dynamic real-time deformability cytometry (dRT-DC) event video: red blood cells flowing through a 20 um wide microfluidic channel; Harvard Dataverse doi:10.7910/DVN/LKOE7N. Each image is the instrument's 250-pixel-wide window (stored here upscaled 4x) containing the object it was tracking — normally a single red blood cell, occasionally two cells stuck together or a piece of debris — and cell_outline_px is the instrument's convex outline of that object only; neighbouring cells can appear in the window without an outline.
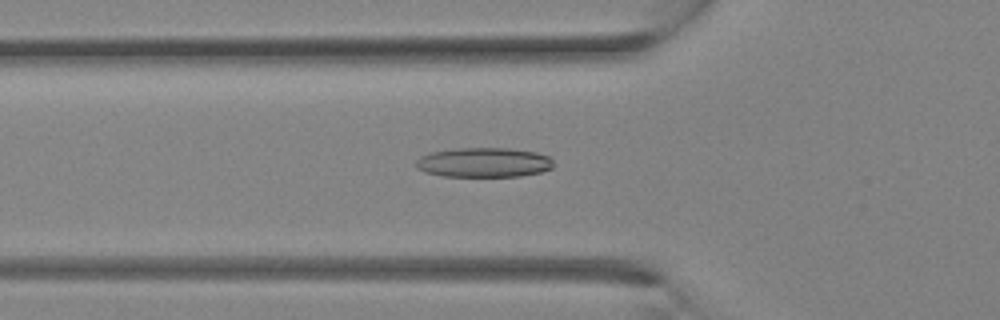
{"species": "Egyptian fruit bat (a non-hibernating species)", "species_latin": "Rousettus aegyptiacus", "temperature_condition": "room temperature", "stored_images_in_passage": 24, "camera_frame_rate_fps": 3000, "um_per_image_px": 0.085, "animal": {"sex": "female"}, "frame": {"image": 1, "passage_image": 6, "time_ms": 1.667, "image_size_px": [1000, 320], "cell_outline_px": [[552, 168], [540, 172], [520, 176], [444, 176], [424, 172], [416, 168], [416, 160], [420, 156], [428, 152], [456, 148], [508, 148], [536, 152], [548, 156], [552, 160]], "centroid_in_image_um": [41.08, 13.8], "position_along_channel_um": 84.7, "area_um2": 23.81}}
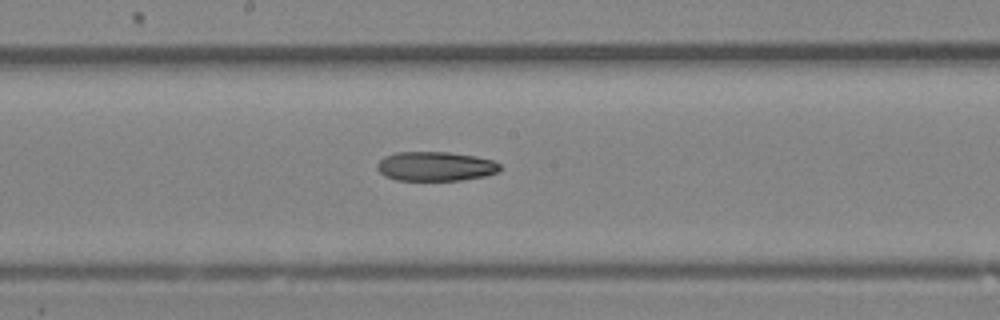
{"frame": {"image": 2, "passage_image": 12, "time_ms": 3.667, "image_size_px": [1000, 320], "cell_outline_px": [[504, 168], [496, 172], [484, 176], [460, 180], [396, 180], [384, 176], [376, 168], [376, 164], [384, 156], [396, 152], [448, 152], [476, 156], [492, 160], [500, 164]], "centroid_in_image_um": [37.0, 14.13], "position_along_channel_um": 211.2, "area_um2": 21.1}}
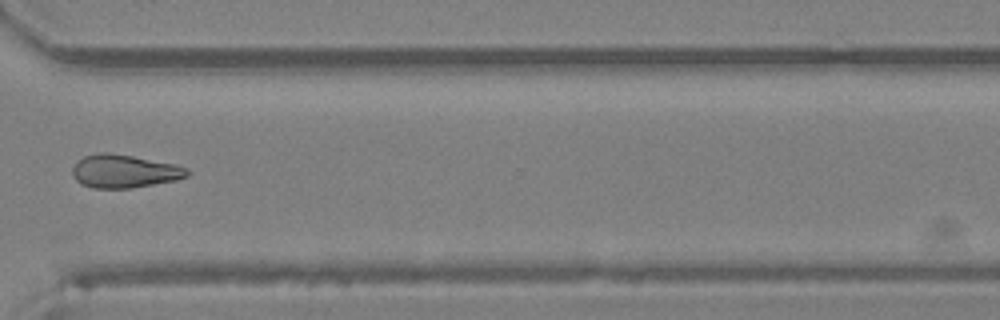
{"frame": {"image": 3, "passage_image": 19, "time_ms": 6.0, "image_size_px": [1000, 320], "cell_outline_px": [[192, 172], [188, 176], [176, 180], [132, 188], [92, 188], [80, 184], [72, 176], [72, 168], [84, 156], [100, 152], [108, 152], [132, 156], [176, 164], [188, 168]], "centroid_in_image_um": [10.59, 14.56], "position_along_channel_um": 360.0, "area_um2": 22.31}}